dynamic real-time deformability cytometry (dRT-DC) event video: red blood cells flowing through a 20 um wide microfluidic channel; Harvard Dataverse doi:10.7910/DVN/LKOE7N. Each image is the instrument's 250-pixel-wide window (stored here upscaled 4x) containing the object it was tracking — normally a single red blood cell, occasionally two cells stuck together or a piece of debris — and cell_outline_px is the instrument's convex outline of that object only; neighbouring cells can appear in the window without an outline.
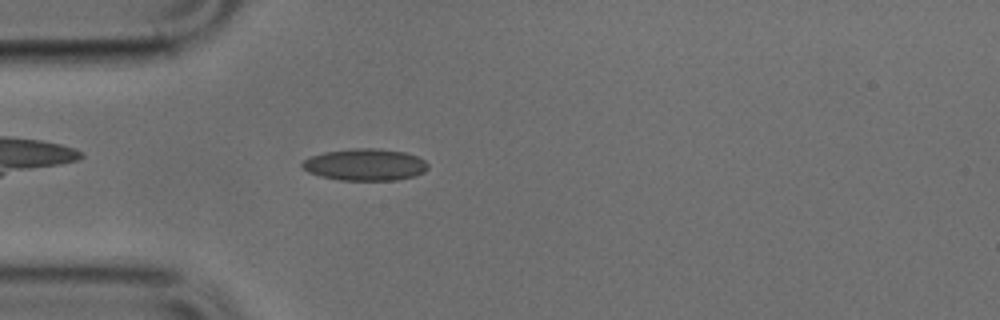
{"species": "common noctule bat (a hibernating species)", "species_latin": "Nyctalus noctula", "temperature_condition": "cold", "stored_images_in_passage": 42, "camera_frame_rate_fps": 3000, "um_per_image_px": 0.085, "animal": {"sex": "male", "body_mass_g": 17.9, "forearm_length_mm": 54.2}, "frame": {"image": 1, "passage_image": 6, "time_ms": 1.667, "image_size_px": [1000, 320], "cell_outline_px": [[428, 168], [424, 172], [416, 176], [396, 180], [340, 180], [320, 176], [308, 172], [300, 164], [308, 156], [324, 152], [352, 148], [376, 148], [404, 152], [416, 156], [424, 160], [428, 164]], "centroid_in_image_um": [31.02, 13.99], "position_along_channel_um": 54.0, "area_um2": 23.47}}
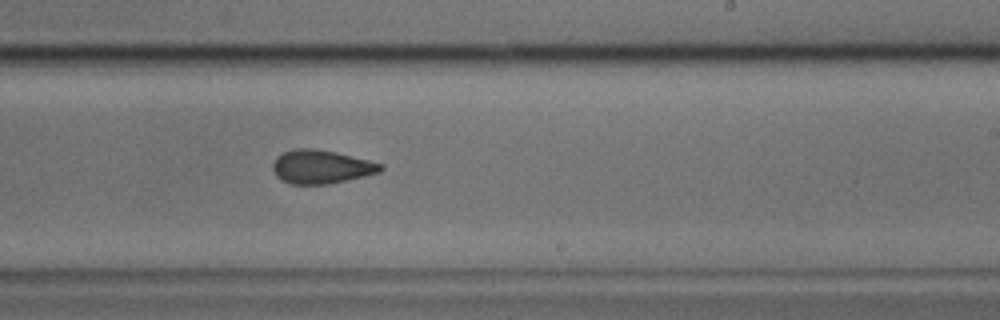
{"frame": {"image": 2, "passage_image": 22, "time_ms": 7.0, "image_size_px": [1000, 320], "cell_outline_px": [[384, 168], [380, 172], [364, 176], [328, 184], [292, 184], [276, 176], [272, 168], [272, 164], [276, 156], [292, 148], [316, 148], [336, 152], [384, 164]], "centroid_in_image_um": [27.3, 14.16], "position_along_channel_um": 261.7, "area_um2": 21.15}}
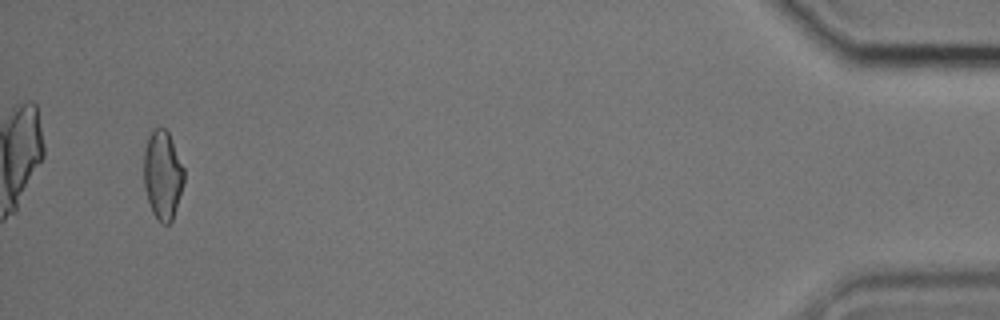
{"frame": {"image": 3, "passage_image": 40, "time_ms": 13.0, "image_size_px": [1000, 320], "cell_outline_px": [[184, 184], [172, 220], [168, 224], [160, 224], [156, 220], [152, 212], [144, 188], [144, 152], [148, 136], [156, 128], [164, 128], [168, 132], [184, 168]], "centroid_in_image_um": [13.82, 14.92], "position_along_channel_um": 421.4, "area_um2": 20.81}}